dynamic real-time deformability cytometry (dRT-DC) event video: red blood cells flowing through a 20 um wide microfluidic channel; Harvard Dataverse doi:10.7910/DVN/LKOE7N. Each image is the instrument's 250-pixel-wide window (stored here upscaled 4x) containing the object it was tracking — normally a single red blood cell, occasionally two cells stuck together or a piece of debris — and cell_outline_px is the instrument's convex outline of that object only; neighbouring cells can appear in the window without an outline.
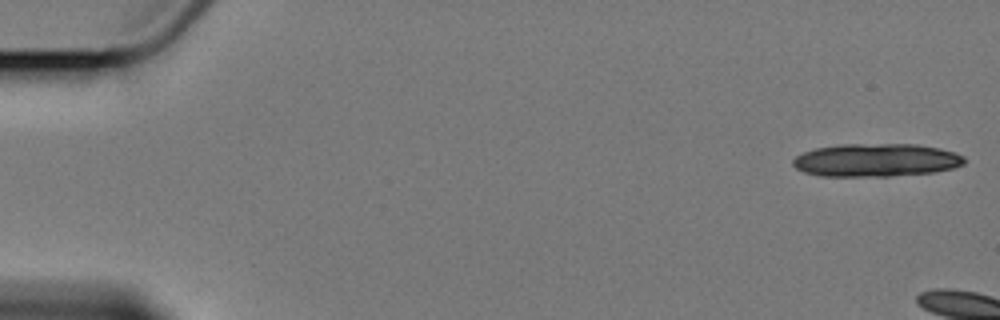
{"species": "Egyptian fruit bat (a non-hibernating species)", "species_latin": "Rousettus aegyptiacus", "temperature_condition": "cold", "stored_images_in_passage": 3, "camera_frame_rate_fps": 3000, "um_per_image_px": 0.085, "animal": {"sex": "female"}, "frame": {"image": 1, "passage_image": 1, "time_ms": 0.0, "image_size_px": [1000, 320], "cell_outline_px": [[968, 160], [964, 164], [956, 168], [936, 172], [888, 176], [820, 176], [804, 172], [796, 168], [792, 164], [792, 160], [796, 156], [804, 152], [816, 148], [844, 144], [916, 144], [940, 148], [964, 156]], "centroid_in_image_um": [74.51, 13.61], "position_along_channel_um": 10.5, "area_um2": 33.23}}